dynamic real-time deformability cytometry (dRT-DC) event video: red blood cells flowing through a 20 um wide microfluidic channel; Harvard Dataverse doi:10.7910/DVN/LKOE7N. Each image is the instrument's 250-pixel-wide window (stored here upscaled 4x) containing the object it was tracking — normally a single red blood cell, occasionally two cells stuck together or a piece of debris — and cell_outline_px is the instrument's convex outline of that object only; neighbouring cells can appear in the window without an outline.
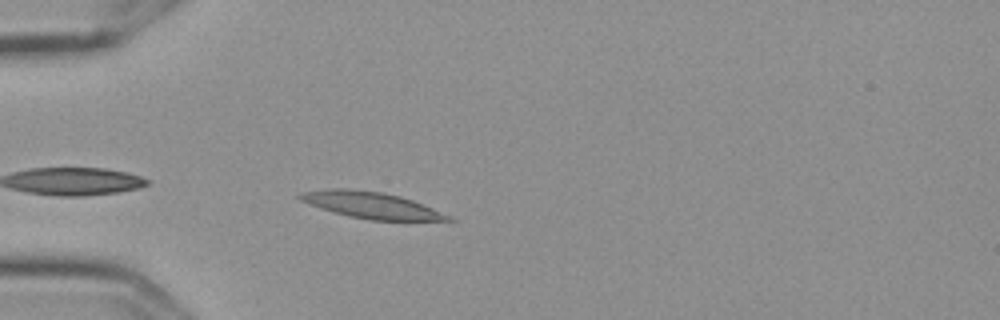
{"species": "Egyptian fruit bat (a non-hibernating species)", "species_latin": "Rousettus aegyptiacus", "temperature_condition": "cold", "stored_images_in_passage": 42, "camera_frame_rate_fps": 3000, "um_per_image_px": 0.085, "frame": {"image": 1, "passage_image": 4, "time_ms": 1.0, "image_size_px": [1000, 320], "cell_outline_px": [[456, 220], [368, 220], [348, 216], [320, 208], [308, 204], [300, 200], [296, 196], [300, 192], [328, 188], [348, 188], [384, 192], [400, 196], [412, 200], [452, 216]], "centroid_in_image_um": [31.5, 17.42], "position_along_channel_um": 53.5, "area_um2": 22.89}}
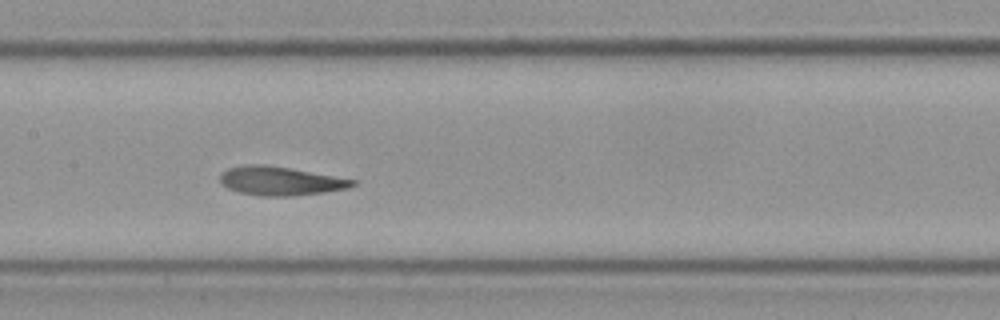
{"frame": {"image": 2, "passage_image": 16, "time_ms": 5.0, "image_size_px": [1000, 320], "cell_outline_px": [[360, 180], [356, 184], [348, 188], [324, 192], [292, 196], [260, 196], [240, 192], [228, 188], [220, 180], [220, 176], [228, 168], [248, 164], [260, 164], [288, 168]], "centroid_in_image_um": [23.88, 15.38], "position_along_channel_um": 183.5, "area_um2": 22.02}}
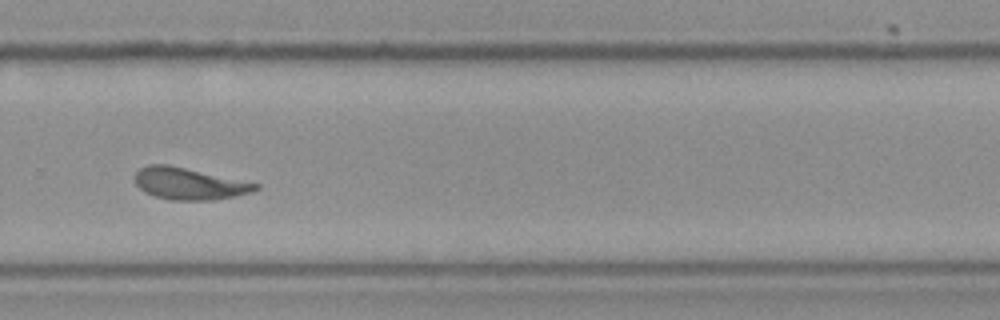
{"frame": {"image": 3, "passage_image": 27, "time_ms": 8.667, "image_size_px": [1000, 320], "cell_outline_px": [[260, 188], [252, 192], [236, 196], [212, 200], [172, 200], [156, 196], [144, 192], [132, 180], [132, 176], [140, 168], [148, 164], [168, 164], [260, 184]], "centroid_in_image_um": [16.04, 15.6], "position_along_channel_um": 313.8, "area_um2": 22.48}, "authors_computed_cell_mechanics": {"area_um2": 22.1663, "velocity_mm_per_s": 3.5729, "shape_relaxation_time_tau1_ms": 4.9539, "shape_relaxation_time_tau2_ms": 1.5572, "deformation_change_tau1": 0.1892, "deformation_change_tau2": 0.105}}